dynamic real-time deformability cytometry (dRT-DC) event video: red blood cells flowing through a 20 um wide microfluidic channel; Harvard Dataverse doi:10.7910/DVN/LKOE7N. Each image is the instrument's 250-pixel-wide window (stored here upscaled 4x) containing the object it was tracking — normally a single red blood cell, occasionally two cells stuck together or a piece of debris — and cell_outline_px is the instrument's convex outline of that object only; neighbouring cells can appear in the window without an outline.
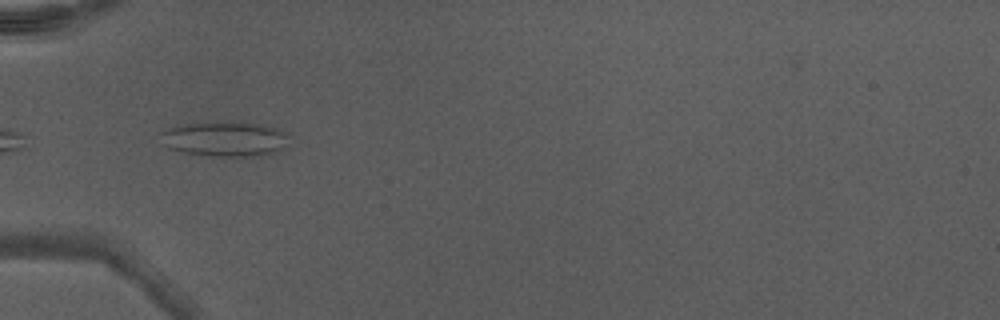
{"species": "Egyptian fruit bat (a non-hibernating species)", "species_latin": "Rousettus aegyptiacus", "temperature_condition": "warm", "stored_images_in_passage": 3, "camera_frame_rate_fps": 3000, "um_per_image_px": 0.085, "animal": {"sex": "male"}, "frame": {"image": 1, "passage_image": 1, "time_ms": 0.0, "image_size_px": [1000, 320], "cell_outline_px": [[288, 136], [284, 148], [268, 156], [212, 156], [184, 152], [168, 148], [164, 144], [164, 132], [172, 128], [188, 124], [264, 124], [288, 132]], "centroid_in_image_um": [19.25, 11.86], "position_along_channel_um": 65.8, "area_um2": 25.14}}